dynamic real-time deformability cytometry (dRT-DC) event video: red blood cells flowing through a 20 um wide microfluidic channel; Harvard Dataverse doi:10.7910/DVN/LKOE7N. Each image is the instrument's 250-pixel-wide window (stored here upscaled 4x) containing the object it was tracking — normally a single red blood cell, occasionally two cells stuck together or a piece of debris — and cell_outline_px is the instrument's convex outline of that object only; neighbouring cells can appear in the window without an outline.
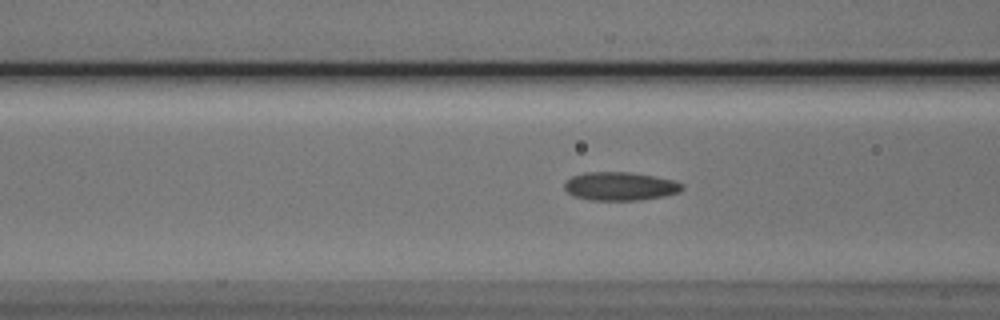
{"species": "Egyptian fruit bat (a non-hibernating species)", "species_latin": "Rousettus aegyptiacus", "temperature_condition": "cold", "stored_images_in_passage": 54, "camera_frame_rate_fps": 3000, "um_per_image_px": 0.085, "animal": {"sex": "male"}, "frame": {"image": 1, "passage_image": 21, "time_ms": 6.667, "image_size_px": [1000, 320], "cell_outline_px": [[684, 188], [680, 192], [664, 196], [640, 200], [588, 200], [572, 196], [564, 188], [564, 184], [572, 176], [584, 172], [632, 172], [672, 180], [684, 184]], "centroid_in_image_um": [52.7, 15.83], "position_along_channel_um": 113.9, "area_um2": 19.59}}
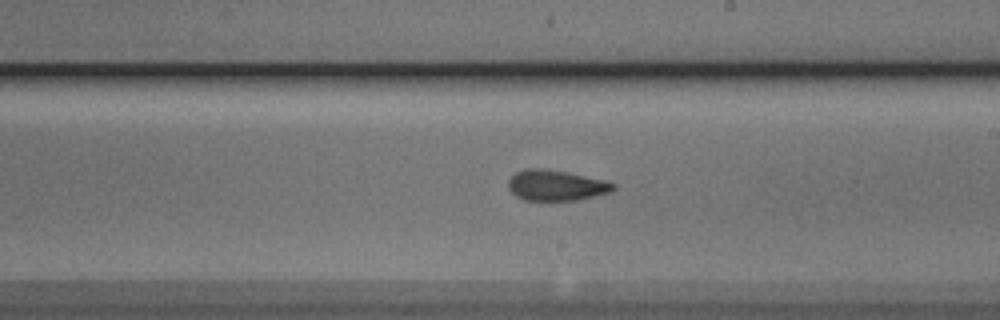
{"frame": {"image": 2, "passage_image": 31, "time_ms": 10.0, "image_size_px": [1000, 320], "cell_outline_px": [[616, 188], [608, 192], [576, 200], [524, 200], [516, 196], [508, 188], [508, 180], [516, 172], [528, 168], [544, 168], [568, 172], [608, 180], [616, 184]], "centroid_in_image_um": [47.27, 15.74], "position_along_channel_um": 241.7, "area_um2": 18.79}}
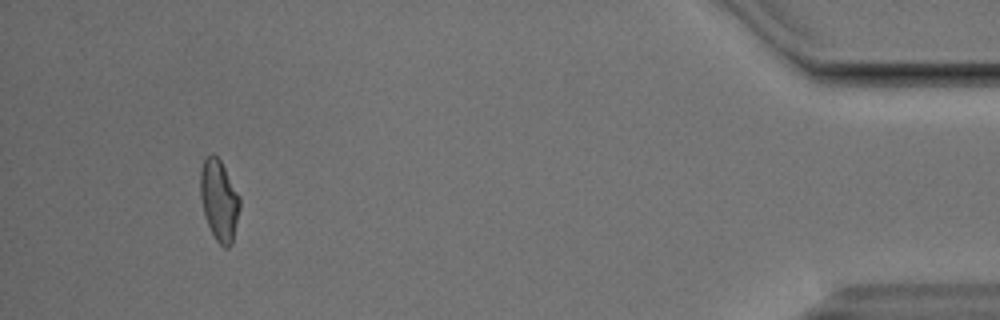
{"frame": {"image": 3, "passage_image": 50, "time_ms": 16.333, "image_size_px": [1000, 320], "cell_outline_px": [[240, 208], [232, 244], [228, 248], [224, 248], [216, 240], [208, 224], [204, 212], [200, 196], [200, 172], [204, 160], [212, 152], [220, 160], [240, 196]], "centroid_in_image_um": [18.64, 17.03], "position_along_channel_um": 416.6, "area_um2": 18.5}, "authors_computed_cell_mechanics": {"area_um2": 18.6116, "velocity_mm_per_s": 3.8309, "shape_relaxation_time_tau1_ms": null, "shape_relaxation_time_tau2_ms": 1.7861, "deformation_change_tau1": null, "deformation_change_tau2": 0.087}}